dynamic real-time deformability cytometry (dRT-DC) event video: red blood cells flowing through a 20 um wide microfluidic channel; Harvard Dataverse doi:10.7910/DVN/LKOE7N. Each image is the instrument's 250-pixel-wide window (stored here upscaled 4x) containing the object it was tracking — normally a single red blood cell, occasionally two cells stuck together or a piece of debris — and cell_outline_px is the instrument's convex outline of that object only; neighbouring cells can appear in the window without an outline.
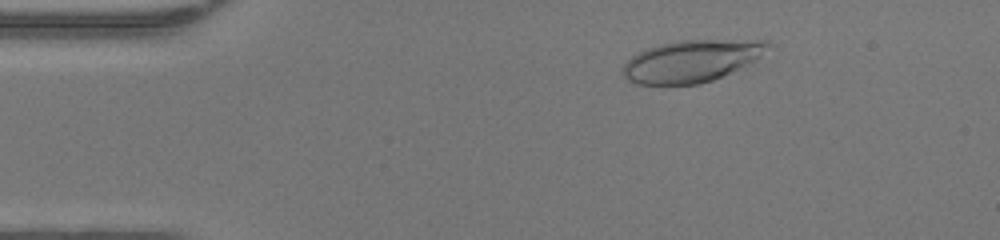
{"species": "human", "species_latin": "Homo sapiens", "temperature_condition": "warm", "stored_images_in_passage": 47, "camera_frame_rate_fps": 3000, "um_per_image_px": 0.085, "donor": {"sex": "female"}, "frame": {"image": 1, "passage_image": 7, "time_ms": 2.0, "image_size_px": [1000, 240], "cell_outline_px": [[776, 44], [760, 56], [712, 80], [700, 84], [636, 84], [628, 80], [624, 76], [620, 68], [632, 56], [648, 48], [660, 44], [676, 40], [768, 40]], "centroid_in_image_um": [58.76, 5.16], "position_along_channel_um": 26.2, "area_um2": 35.14}}
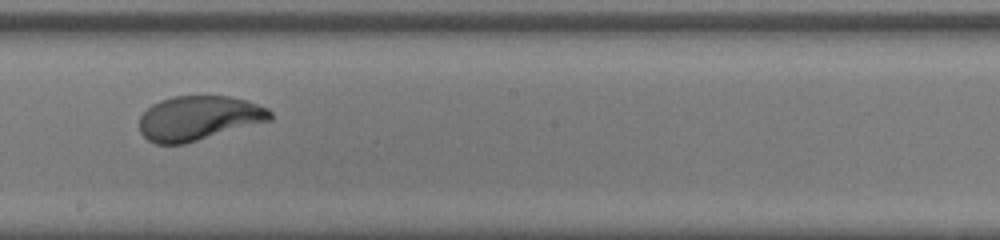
{"frame": {"image": 2, "passage_image": 26, "time_ms": 8.333, "image_size_px": [1000, 240], "cell_outline_px": [[272, 120], [184, 144], [156, 144], [148, 140], [140, 132], [140, 116], [152, 104], [160, 100], [172, 96], [228, 96], [248, 100], [268, 108], [272, 112]], "centroid_in_image_um": [16.9, 10.03], "position_along_channel_um": 231.3, "area_um2": 33.99}}
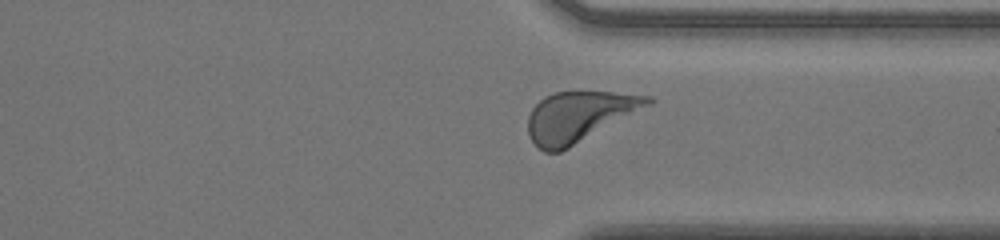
{"frame": {"image": 3, "passage_image": 35, "time_ms": 11.333, "image_size_px": [1000, 240], "cell_outline_px": [[656, 100], [652, 104], [568, 148], [560, 152], [544, 152], [528, 136], [528, 116], [532, 108], [544, 96], [556, 92], [612, 92], [652, 96]], "centroid_in_image_um": [49.22, 9.9], "position_along_channel_um": 362.2, "area_um2": 34.85}, "authors_computed_cell_mechanics": {"area_um2": 35.1424, "velocity_mm_per_s": 4.3457, "shape_relaxation_time_tau1_ms": 2.9108, "shape_relaxation_time_tau2_ms": null, "deformation_change_tau1": 0.1771, "deformation_change_tau2": null}}